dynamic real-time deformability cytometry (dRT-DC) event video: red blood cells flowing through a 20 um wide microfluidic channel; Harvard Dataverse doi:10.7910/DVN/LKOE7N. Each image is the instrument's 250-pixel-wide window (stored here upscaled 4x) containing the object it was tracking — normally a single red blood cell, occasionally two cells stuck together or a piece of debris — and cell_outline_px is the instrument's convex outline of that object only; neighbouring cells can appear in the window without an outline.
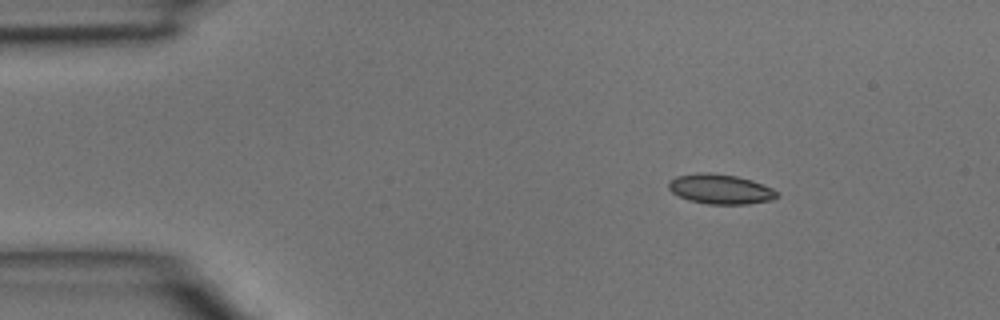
{"species": "common noctule bat (a hibernating species)", "species_latin": "Nyctalus noctula", "temperature_condition": "room temperature", "stored_images_in_passage": 4, "camera_frame_rate_fps": 3000, "um_per_image_px": 0.085, "animal": {"sex": "male", "body_mass_g": 15.6}, "frame": {"image": 1, "passage_image": 1, "time_ms": 0.0, "image_size_px": [1000, 320], "cell_outline_px": [[780, 196], [772, 200], [748, 204], [708, 204], [688, 200], [672, 192], [668, 188], [668, 180], [676, 176], [700, 172], [708, 172], [736, 176], [752, 180], [772, 188]], "centroid_in_image_um": [61.22, 16.07], "position_along_channel_um": 23.8, "area_um2": 18.9}}
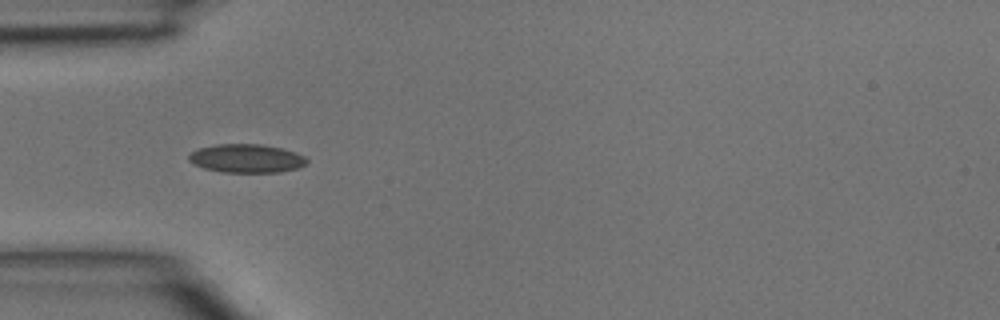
{"frame": {"image": 2, "passage_image": 3, "time_ms": 0.667, "image_size_px": [1000, 320], "cell_outline_px": [[308, 164], [300, 168], [280, 172], [220, 172], [204, 168], [188, 160], [188, 156], [192, 152], [200, 148], [216, 144], [260, 144], [280, 148], [296, 152], [304, 156], [308, 160]], "centroid_in_image_um": [21.0, 13.47], "position_along_channel_um": 64.0, "area_um2": 19.65}}